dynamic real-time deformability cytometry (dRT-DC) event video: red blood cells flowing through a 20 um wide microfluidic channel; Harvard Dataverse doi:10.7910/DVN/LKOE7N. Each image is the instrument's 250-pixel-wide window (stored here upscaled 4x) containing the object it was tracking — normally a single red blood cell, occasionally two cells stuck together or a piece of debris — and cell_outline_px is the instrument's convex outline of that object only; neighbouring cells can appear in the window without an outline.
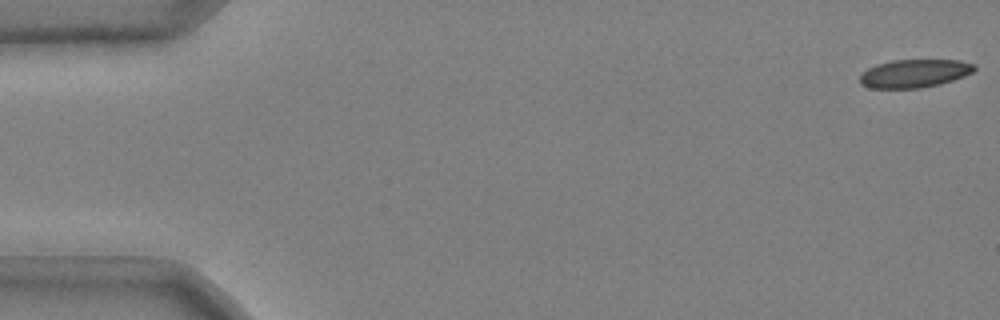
{"species": "common noctule bat (a hibernating species)", "species_latin": "Nyctalus noctula", "temperature_condition": "cold", "stored_images_in_passage": 48, "camera_frame_rate_fps": 3000, "um_per_image_px": 0.085, "animal": {"sex": "male", "body_mass_g": 20.4}, "frame": {"image": 1, "passage_image": 1, "time_ms": 0.0, "image_size_px": [1000, 320], "cell_outline_px": [[976, 68], [972, 72], [964, 76], [940, 84], [920, 88], [872, 88], [860, 84], [860, 76], [868, 68], [876, 64], [892, 60], [960, 60], [976, 64]], "centroid_in_image_um": [77.74, 6.23], "position_along_channel_um": 7.3, "area_um2": 18.79}}
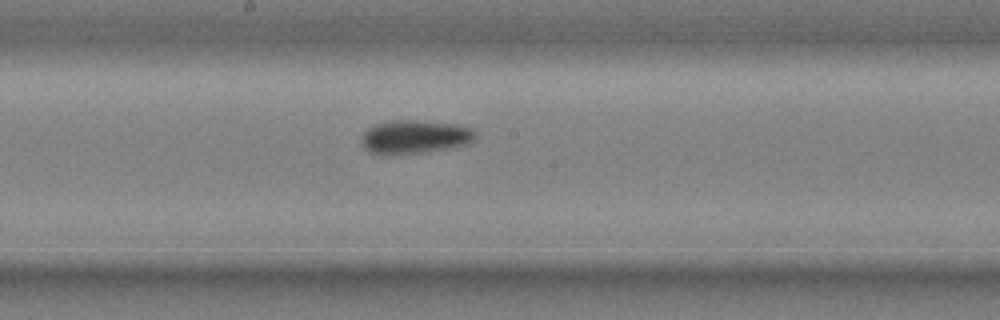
{"frame": {"image": 2, "passage_image": 29, "time_ms": 9.333, "image_size_px": [1000, 320], "cell_outline_px": [[476, 140], [468, 144], [448, 148], [420, 152], [388, 156], [380, 156], [368, 152], [364, 148], [364, 132], [368, 128], [376, 124], [392, 120], [416, 120], [456, 124], [472, 128], [476, 132]], "centroid_in_image_um": [35.27, 11.65], "position_along_channel_um": 212.9, "area_um2": 22.43}}
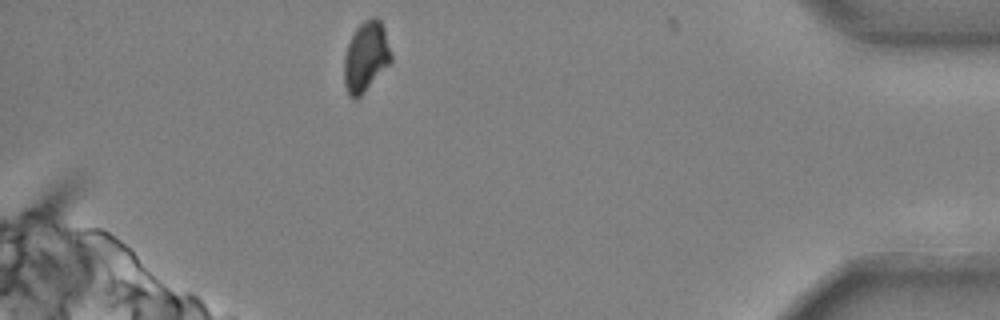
{"frame": {"image": 3, "passage_image": 48, "time_ms": 15.667, "image_size_px": [1000, 320], "cell_outline_px": [[392, 60], [364, 92], [356, 100], [352, 100], [348, 96], [344, 84], [344, 56], [348, 44], [356, 28], [364, 20], [372, 16], [376, 16], [380, 20], [384, 28], [392, 56]], "centroid_in_image_um": [31.08, 4.83], "position_along_channel_um": 404.1, "area_um2": 19.19}, "authors_computed_cell_mechanics": {"area_um2": 20.6346, "velocity_mm_per_s": 3.6828, "shape_relaxation_time_tau1_ms": 4.2547, "shape_relaxation_time_tau2_ms": 9.8484, "deformation_change_tau1": 0.1199, "deformation_change_tau2": 0.116}}